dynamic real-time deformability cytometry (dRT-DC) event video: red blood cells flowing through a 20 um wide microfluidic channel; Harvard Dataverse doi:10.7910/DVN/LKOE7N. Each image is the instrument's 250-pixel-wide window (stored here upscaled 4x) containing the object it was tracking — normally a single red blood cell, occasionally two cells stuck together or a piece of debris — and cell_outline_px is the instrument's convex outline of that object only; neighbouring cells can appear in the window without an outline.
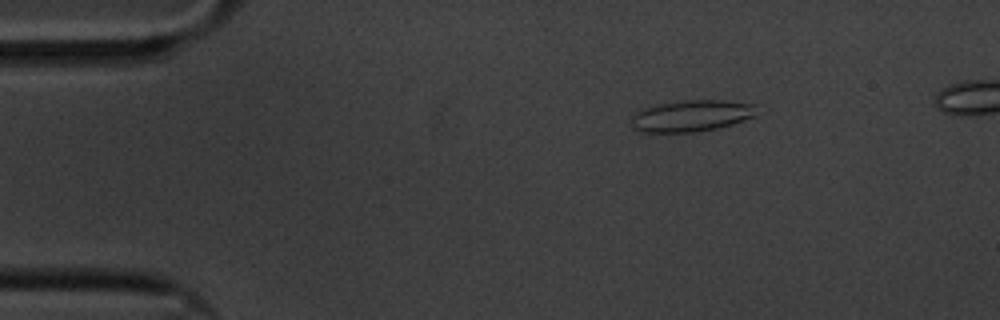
{"species": "common noctule bat (a hibernating species)", "species_latin": "Nyctalus noctula", "temperature_condition": "cold", "stored_images_in_passage": 49, "camera_frame_rate_fps": 3000, "um_per_image_px": 0.085, "animal": {"sex": "male", "body_mass_g": 20.1, "forearm_length_mm": 53.5}, "frame": {"image": 1, "passage_image": 1, "time_ms": 0.0, "image_size_px": [1000, 320], "cell_outline_px": [[756, 116], [732, 124], [716, 128], [692, 132], [640, 132], [632, 128], [632, 116], [636, 112], [652, 104], [688, 100], [724, 100], [756, 104]], "centroid_in_image_um": [58.76, 9.83], "position_along_channel_um": 26.2, "area_um2": 23.12}}
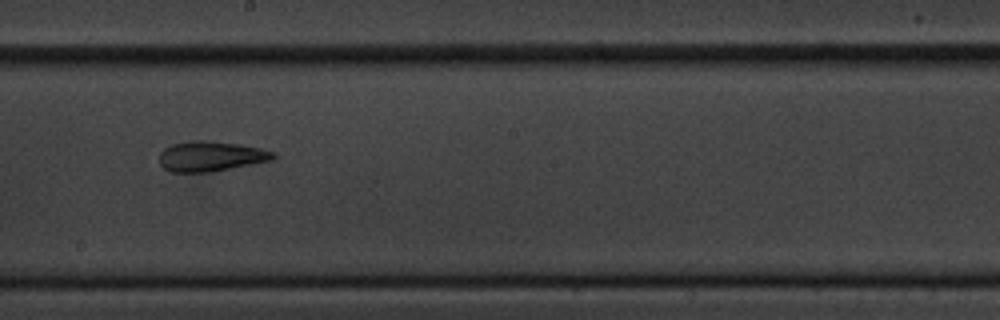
{"frame": {"image": 2, "passage_image": 25, "time_ms": 8.0, "image_size_px": [1000, 320], "cell_outline_px": [[276, 156], [272, 160], [252, 164], [208, 172], [172, 172], [164, 168], [160, 164], [160, 152], [164, 148], [172, 144], [188, 140], [208, 140], [240, 144], [260, 148], [276, 152]], "centroid_in_image_um": [17.91, 13.27], "position_along_channel_um": 230.3, "area_um2": 20.06}}
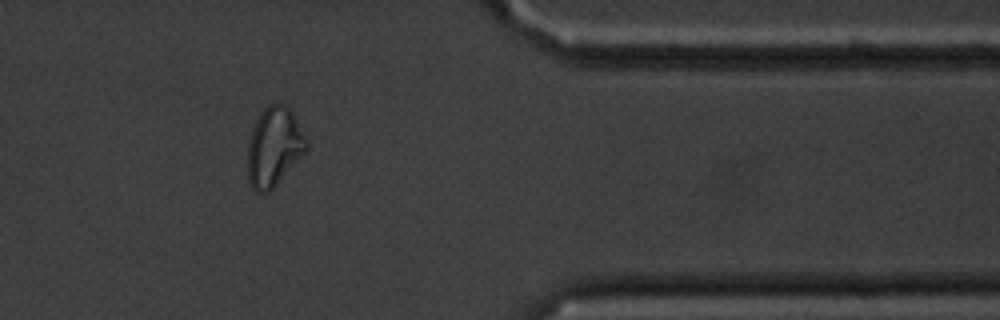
{"frame": {"image": 3, "passage_image": 41, "time_ms": 13.333, "image_size_px": [1000, 320], "cell_outline_px": [[308, 148], [272, 188], [268, 192], [256, 192], [252, 188], [248, 180], [248, 144], [256, 120], [264, 108], [268, 104], [284, 104], [292, 112], [308, 144]], "centroid_in_image_um": [23.27, 12.48], "position_along_channel_um": 388.1, "area_um2": 26.3}}